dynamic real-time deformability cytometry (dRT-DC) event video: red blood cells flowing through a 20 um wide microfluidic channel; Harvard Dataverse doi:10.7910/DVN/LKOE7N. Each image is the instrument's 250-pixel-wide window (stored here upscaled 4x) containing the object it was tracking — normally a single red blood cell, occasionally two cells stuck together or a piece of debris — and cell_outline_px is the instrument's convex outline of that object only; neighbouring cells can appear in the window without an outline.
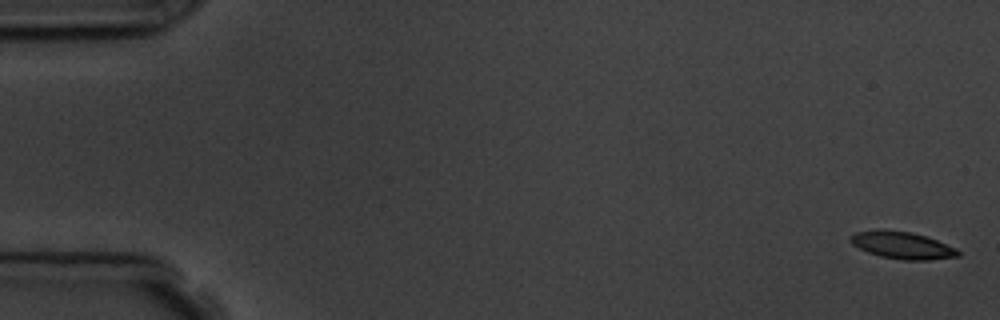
{"species": "common noctule bat (a hibernating species)", "species_latin": "Nyctalus noctula", "temperature_condition": "room temperature", "stored_images_in_passage": 5, "camera_frame_rate_fps": 3000, "um_per_image_px": 0.085, "animal": {"sex": "male", "body_mass_g": 19.5, "forearm_length_mm": 54.6}, "frame": {"image": 1, "passage_image": 1, "time_ms": 0.0, "image_size_px": [1000, 320], "cell_outline_px": [[960, 256], [928, 260], [904, 260], [880, 256], [868, 252], [852, 244], [848, 240], [848, 236], [856, 232], [884, 228], [912, 232], [936, 240], [956, 248], [960, 252]], "centroid_in_image_um": [76.65, 20.83], "position_along_channel_um": 8.4, "area_um2": 17.17}}
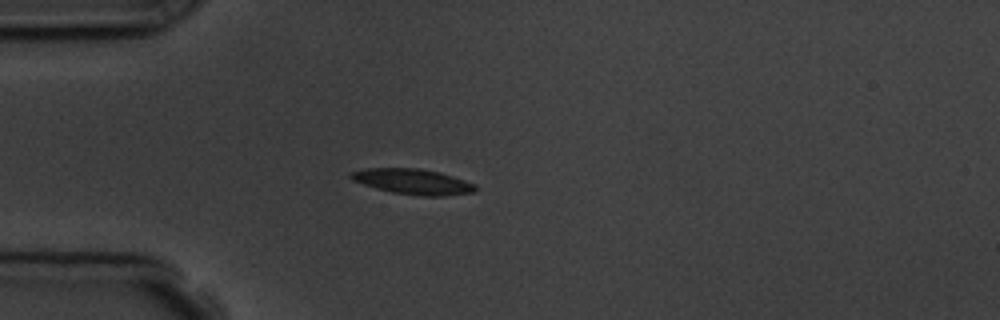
{"frame": {"image": 2, "passage_image": 5, "time_ms": 4.667, "image_size_px": [1000, 320], "cell_outline_px": [[476, 192], [444, 196], [420, 196], [392, 192], [376, 188], [352, 180], [348, 176], [352, 172], [364, 168], [420, 168], [440, 172], [476, 184]], "centroid_in_image_um": [35.11, 15.43], "position_along_channel_um": 49.9, "area_um2": 18.5}}